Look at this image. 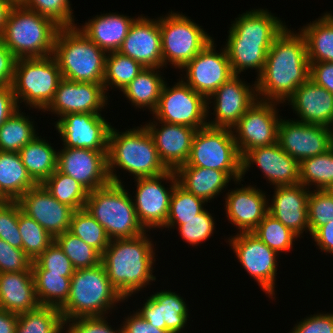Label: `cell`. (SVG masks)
Segmentation results:
<instances>
[{
    "label": "cell",
    "instance_id": "1",
    "mask_svg": "<svg viewBox=\"0 0 333 333\" xmlns=\"http://www.w3.org/2000/svg\"><path fill=\"white\" fill-rule=\"evenodd\" d=\"M260 101L284 104L310 78V62L304 36L288 29L270 47L262 72L255 77Z\"/></svg>",
    "mask_w": 333,
    "mask_h": 333
},
{
    "label": "cell",
    "instance_id": "2",
    "mask_svg": "<svg viewBox=\"0 0 333 333\" xmlns=\"http://www.w3.org/2000/svg\"><path fill=\"white\" fill-rule=\"evenodd\" d=\"M274 15L267 8L251 9L231 22L224 48L233 74L248 69L256 70L257 76L262 72L272 43L287 27Z\"/></svg>",
    "mask_w": 333,
    "mask_h": 333
},
{
    "label": "cell",
    "instance_id": "3",
    "mask_svg": "<svg viewBox=\"0 0 333 333\" xmlns=\"http://www.w3.org/2000/svg\"><path fill=\"white\" fill-rule=\"evenodd\" d=\"M155 251L150 235L145 232L132 238L112 239L101 254L110 283L126 301L156 281Z\"/></svg>",
    "mask_w": 333,
    "mask_h": 333
},
{
    "label": "cell",
    "instance_id": "4",
    "mask_svg": "<svg viewBox=\"0 0 333 333\" xmlns=\"http://www.w3.org/2000/svg\"><path fill=\"white\" fill-rule=\"evenodd\" d=\"M108 174L111 182L123 184L116 169H122L134 179L154 177L169 169L161 161L155 142L145 125L125 132L110 128L108 135Z\"/></svg>",
    "mask_w": 333,
    "mask_h": 333
},
{
    "label": "cell",
    "instance_id": "5",
    "mask_svg": "<svg viewBox=\"0 0 333 333\" xmlns=\"http://www.w3.org/2000/svg\"><path fill=\"white\" fill-rule=\"evenodd\" d=\"M59 26L51 19L23 5H12L0 33V40L20 58H42L53 55Z\"/></svg>",
    "mask_w": 333,
    "mask_h": 333
},
{
    "label": "cell",
    "instance_id": "6",
    "mask_svg": "<svg viewBox=\"0 0 333 333\" xmlns=\"http://www.w3.org/2000/svg\"><path fill=\"white\" fill-rule=\"evenodd\" d=\"M126 301L110 283L106 269L98 266L76 269L70 281L67 302L59 309L63 319L106 316Z\"/></svg>",
    "mask_w": 333,
    "mask_h": 333
},
{
    "label": "cell",
    "instance_id": "7",
    "mask_svg": "<svg viewBox=\"0 0 333 333\" xmlns=\"http://www.w3.org/2000/svg\"><path fill=\"white\" fill-rule=\"evenodd\" d=\"M53 56L58 62L62 78L103 84L107 53L77 26L59 28Z\"/></svg>",
    "mask_w": 333,
    "mask_h": 333
},
{
    "label": "cell",
    "instance_id": "8",
    "mask_svg": "<svg viewBox=\"0 0 333 333\" xmlns=\"http://www.w3.org/2000/svg\"><path fill=\"white\" fill-rule=\"evenodd\" d=\"M124 184H109L90 191L84 208L112 239L132 238L147 232L136 214L132 195Z\"/></svg>",
    "mask_w": 333,
    "mask_h": 333
},
{
    "label": "cell",
    "instance_id": "9",
    "mask_svg": "<svg viewBox=\"0 0 333 333\" xmlns=\"http://www.w3.org/2000/svg\"><path fill=\"white\" fill-rule=\"evenodd\" d=\"M61 79V71L53 55L17 59L12 88L18 107L24 102L29 110L43 111L52 101Z\"/></svg>",
    "mask_w": 333,
    "mask_h": 333
},
{
    "label": "cell",
    "instance_id": "10",
    "mask_svg": "<svg viewBox=\"0 0 333 333\" xmlns=\"http://www.w3.org/2000/svg\"><path fill=\"white\" fill-rule=\"evenodd\" d=\"M181 166L203 167L224 171L235 184L242 179V157L232 129L206 126L193 137L188 160Z\"/></svg>",
    "mask_w": 333,
    "mask_h": 333
},
{
    "label": "cell",
    "instance_id": "11",
    "mask_svg": "<svg viewBox=\"0 0 333 333\" xmlns=\"http://www.w3.org/2000/svg\"><path fill=\"white\" fill-rule=\"evenodd\" d=\"M191 20L182 12L172 10L159 17L163 68L169 62L180 70L214 39Z\"/></svg>",
    "mask_w": 333,
    "mask_h": 333
},
{
    "label": "cell",
    "instance_id": "12",
    "mask_svg": "<svg viewBox=\"0 0 333 333\" xmlns=\"http://www.w3.org/2000/svg\"><path fill=\"white\" fill-rule=\"evenodd\" d=\"M174 83L171 87L169 83H164L153 117L158 121L186 125L196 130L208 126L207 99L180 78Z\"/></svg>",
    "mask_w": 333,
    "mask_h": 333
},
{
    "label": "cell",
    "instance_id": "13",
    "mask_svg": "<svg viewBox=\"0 0 333 333\" xmlns=\"http://www.w3.org/2000/svg\"><path fill=\"white\" fill-rule=\"evenodd\" d=\"M165 181L166 183L170 182L167 185L169 188L163 185ZM134 182L136 192L132 200L139 222L149 233L153 229H164L171 195L178 184L175 170L169 169L167 172L154 177L136 178Z\"/></svg>",
    "mask_w": 333,
    "mask_h": 333
},
{
    "label": "cell",
    "instance_id": "14",
    "mask_svg": "<svg viewBox=\"0 0 333 333\" xmlns=\"http://www.w3.org/2000/svg\"><path fill=\"white\" fill-rule=\"evenodd\" d=\"M230 236L228 242L242 268L257 282L262 291L275 298L279 255L264 244L252 232H240ZM273 298V299H272Z\"/></svg>",
    "mask_w": 333,
    "mask_h": 333
},
{
    "label": "cell",
    "instance_id": "15",
    "mask_svg": "<svg viewBox=\"0 0 333 333\" xmlns=\"http://www.w3.org/2000/svg\"><path fill=\"white\" fill-rule=\"evenodd\" d=\"M280 104L257 100L232 128L241 157L253 148L277 143Z\"/></svg>",
    "mask_w": 333,
    "mask_h": 333
},
{
    "label": "cell",
    "instance_id": "16",
    "mask_svg": "<svg viewBox=\"0 0 333 333\" xmlns=\"http://www.w3.org/2000/svg\"><path fill=\"white\" fill-rule=\"evenodd\" d=\"M257 100L256 82L246 84L240 75L234 74L207 99V116H215L213 120L207 119L208 126L232 129ZM210 104L214 106L211 114Z\"/></svg>",
    "mask_w": 333,
    "mask_h": 333
},
{
    "label": "cell",
    "instance_id": "17",
    "mask_svg": "<svg viewBox=\"0 0 333 333\" xmlns=\"http://www.w3.org/2000/svg\"><path fill=\"white\" fill-rule=\"evenodd\" d=\"M214 41L180 69L186 74L180 78L206 99L234 75L225 48L221 47L218 52Z\"/></svg>",
    "mask_w": 333,
    "mask_h": 333
},
{
    "label": "cell",
    "instance_id": "18",
    "mask_svg": "<svg viewBox=\"0 0 333 333\" xmlns=\"http://www.w3.org/2000/svg\"><path fill=\"white\" fill-rule=\"evenodd\" d=\"M277 143L300 163L333 147V129L281 117Z\"/></svg>",
    "mask_w": 333,
    "mask_h": 333
},
{
    "label": "cell",
    "instance_id": "19",
    "mask_svg": "<svg viewBox=\"0 0 333 333\" xmlns=\"http://www.w3.org/2000/svg\"><path fill=\"white\" fill-rule=\"evenodd\" d=\"M63 147L108 151L111 124L102 114L69 113L54 123Z\"/></svg>",
    "mask_w": 333,
    "mask_h": 333
},
{
    "label": "cell",
    "instance_id": "20",
    "mask_svg": "<svg viewBox=\"0 0 333 333\" xmlns=\"http://www.w3.org/2000/svg\"><path fill=\"white\" fill-rule=\"evenodd\" d=\"M107 96L103 84L62 78L52 101L43 112L49 111L58 118L69 113L101 114L108 104Z\"/></svg>",
    "mask_w": 333,
    "mask_h": 333
},
{
    "label": "cell",
    "instance_id": "21",
    "mask_svg": "<svg viewBox=\"0 0 333 333\" xmlns=\"http://www.w3.org/2000/svg\"><path fill=\"white\" fill-rule=\"evenodd\" d=\"M58 150L57 169L79 182L89 192L111 182L108 151L62 147Z\"/></svg>",
    "mask_w": 333,
    "mask_h": 333
},
{
    "label": "cell",
    "instance_id": "22",
    "mask_svg": "<svg viewBox=\"0 0 333 333\" xmlns=\"http://www.w3.org/2000/svg\"><path fill=\"white\" fill-rule=\"evenodd\" d=\"M17 202L21 211L33 218L53 238L70 229L75 210L59 202L42 184L30 188Z\"/></svg>",
    "mask_w": 333,
    "mask_h": 333
},
{
    "label": "cell",
    "instance_id": "23",
    "mask_svg": "<svg viewBox=\"0 0 333 333\" xmlns=\"http://www.w3.org/2000/svg\"><path fill=\"white\" fill-rule=\"evenodd\" d=\"M257 165L274 187L299 183L300 163L286 153L278 143L270 146L256 147L242 157V178L249 168Z\"/></svg>",
    "mask_w": 333,
    "mask_h": 333
},
{
    "label": "cell",
    "instance_id": "24",
    "mask_svg": "<svg viewBox=\"0 0 333 333\" xmlns=\"http://www.w3.org/2000/svg\"><path fill=\"white\" fill-rule=\"evenodd\" d=\"M118 51L143 67L163 68L159 17H136Z\"/></svg>",
    "mask_w": 333,
    "mask_h": 333
},
{
    "label": "cell",
    "instance_id": "25",
    "mask_svg": "<svg viewBox=\"0 0 333 333\" xmlns=\"http://www.w3.org/2000/svg\"><path fill=\"white\" fill-rule=\"evenodd\" d=\"M234 188L225 195L228 222L240 232H252L268 213V197L256 185Z\"/></svg>",
    "mask_w": 333,
    "mask_h": 333
},
{
    "label": "cell",
    "instance_id": "26",
    "mask_svg": "<svg viewBox=\"0 0 333 333\" xmlns=\"http://www.w3.org/2000/svg\"><path fill=\"white\" fill-rule=\"evenodd\" d=\"M152 118L153 121L150 120L144 125L155 142L161 161L168 169L176 170L187 162L197 130L190 126L170 124Z\"/></svg>",
    "mask_w": 333,
    "mask_h": 333
},
{
    "label": "cell",
    "instance_id": "27",
    "mask_svg": "<svg viewBox=\"0 0 333 333\" xmlns=\"http://www.w3.org/2000/svg\"><path fill=\"white\" fill-rule=\"evenodd\" d=\"M273 188L272 199L268 198V213L296 235L304 237L302 233L309 232L307 207L310 190L300 183Z\"/></svg>",
    "mask_w": 333,
    "mask_h": 333
},
{
    "label": "cell",
    "instance_id": "28",
    "mask_svg": "<svg viewBox=\"0 0 333 333\" xmlns=\"http://www.w3.org/2000/svg\"><path fill=\"white\" fill-rule=\"evenodd\" d=\"M181 294L171 290L157 291L146 298L142 308L135 309L153 326L172 333H183L189 317L188 306Z\"/></svg>",
    "mask_w": 333,
    "mask_h": 333
},
{
    "label": "cell",
    "instance_id": "29",
    "mask_svg": "<svg viewBox=\"0 0 333 333\" xmlns=\"http://www.w3.org/2000/svg\"><path fill=\"white\" fill-rule=\"evenodd\" d=\"M299 122L333 129V94L312 79L300 85L287 100Z\"/></svg>",
    "mask_w": 333,
    "mask_h": 333
},
{
    "label": "cell",
    "instance_id": "30",
    "mask_svg": "<svg viewBox=\"0 0 333 333\" xmlns=\"http://www.w3.org/2000/svg\"><path fill=\"white\" fill-rule=\"evenodd\" d=\"M40 306L32 271L0 273V309L18 315Z\"/></svg>",
    "mask_w": 333,
    "mask_h": 333
},
{
    "label": "cell",
    "instance_id": "31",
    "mask_svg": "<svg viewBox=\"0 0 333 333\" xmlns=\"http://www.w3.org/2000/svg\"><path fill=\"white\" fill-rule=\"evenodd\" d=\"M135 19L116 12L101 13L88 19L83 26L79 25L78 29L99 48L110 53L120 49Z\"/></svg>",
    "mask_w": 333,
    "mask_h": 333
},
{
    "label": "cell",
    "instance_id": "32",
    "mask_svg": "<svg viewBox=\"0 0 333 333\" xmlns=\"http://www.w3.org/2000/svg\"><path fill=\"white\" fill-rule=\"evenodd\" d=\"M175 172L181 187L207 203L223 193L232 180L224 171L203 167L179 166Z\"/></svg>",
    "mask_w": 333,
    "mask_h": 333
},
{
    "label": "cell",
    "instance_id": "33",
    "mask_svg": "<svg viewBox=\"0 0 333 333\" xmlns=\"http://www.w3.org/2000/svg\"><path fill=\"white\" fill-rule=\"evenodd\" d=\"M36 185L19 152L0 151V196L5 201H17Z\"/></svg>",
    "mask_w": 333,
    "mask_h": 333
},
{
    "label": "cell",
    "instance_id": "34",
    "mask_svg": "<svg viewBox=\"0 0 333 333\" xmlns=\"http://www.w3.org/2000/svg\"><path fill=\"white\" fill-rule=\"evenodd\" d=\"M160 70L162 68L144 67L121 91L136 109H148L151 114L156 110L162 88L166 82Z\"/></svg>",
    "mask_w": 333,
    "mask_h": 333
},
{
    "label": "cell",
    "instance_id": "35",
    "mask_svg": "<svg viewBox=\"0 0 333 333\" xmlns=\"http://www.w3.org/2000/svg\"><path fill=\"white\" fill-rule=\"evenodd\" d=\"M300 27L310 63L333 62V13L325 12L316 20Z\"/></svg>",
    "mask_w": 333,
    "mask_h": 333
},
{
    "label": "cell",
    "instance_id": "36",
    "mask_svg": "<svg viewBox=\"0 0 333 333\" xmlns=\"http://www.w3.org/2000/svg\"><path fill=\"white\" fill-rule=\"evenodd\" d=\"M19 154L23 165L37 184H42L57 169L58 150L41 138V135L34 137Z\"/></svg>",
    "mask_w": 333,
    "mask_h": 333
},
{
    "label": "cell",
    "instance_id": "37",
    "mask_svg": "<svg viewBox=\"0 0 333 333\" xmlns=\"http://www.w3.org/2000/svg\"><path fill=\"white\" fill-rule=\"evenodd\" d=\"M32 272L40 305L60 309L68 300L71 277L48 273L35 260L32 262Z\"/></svg>",
    "mask_w": 333,
    "mask_h": 333
},
{
    "label": "cell",
    "instance_id": "38",
    "mask_svg": "<svg viewBox=\"0 0 333 333\" xmlns=\"http://www.w3.org/2000/svg\"><path fill=\"white\" fill-rule=\"evenodd\" d=\"M21 109L0 126V151L19 152L39 134L35 128V121L29 118V115L26 116L25 112H21Z\"/></svg>",
    "mask_w": 333,
    "mask_h": 333
},
{
    "label": "cell",
    "instance_id": "39",
    "mask_svg": "<svg viewBox=\"0 0 333 333\" xmlns=\"http://www.w3.org/2000/svg\"><path fill=\"white\" fill-rule=\"evenodd\" d=\"M299 183L311 190H333V147L300 162Z\"/></svg>",
    "mask_w": 333,
    "mask_h": 333
},
{
    "label": "cell",
    "instance_id": "40",
    "mask_svg": "<svg viewBox=\"0 0 333 333\" xmlns=\"http://www.w3.org/2000/svg\"><path fill=\"white\" fill-rule=\"evenodd\" d=\"M15 333H64L62 313L55 307L40 306L18 314Z\"/></svg>",
    "mask_w": 333,
    "mask_h": 333
},
{
    "label": "cell",
    "instance_id": "41",
    "mask_svg": "<svg viewBox=\"0 0 333 333\" xmlns=\"http://www.w3.org/2000/svg\"><path fill=\"white\" fill-rule=\"evenodd\" d=\"M144 67L119 51L107 53L103 86L106 94L108 88L122 91L140 73Z\"/></svg>",
    "mask_w": 333,
    "mask_h": 333
},
{
    "label": "cell",
    "instance_id": "42",
    "mask_svg": "<svg viewBox=\"0 0 333 333\" xmlns=\"http://www.w3.org/2000/svg\"><path fill=\"white\" fill-rule=\"evenodd\" d=\"M42 185L59 202L69 205L74 210L84 208L89 191L58 169Z\"/></svg>",
    "mask_w": 333,
    "mask_h": 333
},
{
    "label": "cell",
    "instance_id": "43",
    "mask_svg": "<svg viewBox=\"0 0 333 333\" xmlns=\"http://www.w3.org/2000/svg\"><path fill=\"white\" fill-rule=\"evenodd\" d=\"M69 231L100 254L105 251L111 241L104 227L85 208L73 212Z\"/></svg>",
    "mask_w": 333,
    "mask_h": 333
},
{
    "label": "cell",
    "instance_id": "44",
    "mask_svg": "<svg viewBox=\"0 0 333 333\" xmlns=\"http://www.w3.org/2000/svg\"><path fill=\"white\" fill-rule=\"evenodd\" d=\"M252 233L278 255L291 251L295 245L293 242L301 238L270 213L265 215Z\"/></svg>",
    "mask_w": 333,
    "mask_h": 333
},
{
    "label": "cell",
    "instance_id": "45",
    "mask_svg": "<svg viewBox=\"0 0 333 333\" xmlns=\"http://www.w3.org/2000/svg\"><path fill=\"white\" fill-rule=\"evenodd\" d=\"M207 202L186 191L177 184L170 199L169 212L164 228L175 229L177 225L183 224V220H190L200 214Z\"/></svg>",
    "mask_w": 333,
    "mask_h": 333
},
{
    "label": "cell",
    "instance_id": "46",
    "mask_svg": "<svg viewBox=\"0 0 333 333\" xmlns=\"http://www.w3.org/2000/svg\"><path fill=\"white\" fill-rule=\"evenodd\" d=\"M54 241L71 260L75 269L93 268L101 263V254L69 230L56 236Z\"/></svg>",
    "mask_w": 333,
    "mask_h": 333
},
{
    "label": "cell",
    "instance_id": "47",
    "mask_svg": "<svg viewBox=\"0 0 333 333\" xmlns=\"http://www.w3.org/2000/svg\"><path fill=\"white\" fill-rule=\"evenodd\" d=\"M23 251L32 260H36L53 242L54 238L33 218L21 211L19 205L18 224Z\"/></svg>",
    "mask_w": 333,
    "mask_h": 333
},
{
    "label": "cell",
    "instance_id": "48",
    "mask_svg": "<svg viewBox=\"0 0 333 333\" xmlns=\"http://www.w3.org/2000/svg\"><path fill=\"white\" fill-rule=\"evenodd\" d=\"M21 5L51 19L60 28L78 26L69 0H25Z\"/></svg>",
    "mask_w": 333,
    "mask_h": 333
},
{
    "label": "cell",
    "instance_id": "49",
    "mask_svg": "<svg viewBox=\"0 0 333 333\" xmlns=\"http://www.w3.org/2000/svg\"><path fill=\"white\" fill-rule=\"evenodd\" d=\"M307 212L311 236L319 227L333 220V190H310Z\"/></svg>",
    "mask_w": 333,
    "mask_h": 333
},
{
    "label": "cell",
    "instance_id": "50",
    "mask_svg": "<svg viewBox=\"0 0 333 333\" xmlns=\"http://www.w3.org/2000/svg\"><path fill=\"white\" fill-rule=\"evenodd\" d=\"M213 215L205 208L200 214L190 220H183V224L177 225L180 237L190 246H198L209 240L215 231L216 221Z\"/></svg>",
    "mask_w": 333,
    "mask_h": 333
},
{
    "label": "cell",
    "instance_id": "51",
    "mask_svg": "<svg viewBox=\"0 0 333 333\" xmlns=\"http://www.w3.org/2000/svg\"><path fill=\"white\" fill-rule=\"evenodd\" d=\"M18 224L19 203L17 201L0 202V238L10 246L23 250Z\"/></svg>",
    "mask_w": 333,
    "mask_h": 333
},
{
    "label": "cell",
    "instance_id": "52",
    "mask_svg": "<svg viewBox=\"0 0 333 333\" xmlns=\"http://www.w3.org/2000/svg\"><path fill=\"white\" fill-rule=\"evenodd\" d=\"M35 261L48 273L63 277H72L76 270L55 241Z\"/></svg>",
    "mask_w": 333,
    "mask_h": 333
},
{
    "label": "cell",
    "instance_id": "53",
    "mask_svg": "<svg viewBox=\"0 0 333 333\" xmlns=\"http://www.w3.org/2000/svg\"><path fill=\"white\" fill-rule=\"evenodd\" d=\"M107 317L92 316L66 319L64 320V330L66 328L64 333H122V325L115 330L109 325Z\"/></svg>",
    "mask_w": 333,
    "mask_h": 333
},
{
    "label": "cell",
    "instance_id": "54",
    "mask_svg": "<svg viewBox=\"0 0 333 333\" xmlns=\"http://www.w3.org/2000/svg\"><path fill=\"white\" fill-rule=\"evenodd\" d=\"M32 262L22 249L0 238V273L32 271Z\"/></svg>",
    "mask_w": 333,
    "mask_h": 333
},
{
    "label": "cell",
    "instance_id": "55",
    "mask_svg": "<svg viewBox=\"0 0 333 333\" xmlns=\"http://www.w3.org/2000/svg\"><path fill=\"white\" fill-rule=\"evenodd\" d=\"M289 333H333V312L306 316Z\"/></svg>",
    "mask_w": 333,
    "mask_h": 333
},
{
    "label": "cell",
    "instance_id": "56",
    "mask_svg": "<svg viewBox=\"0 0 333 333\" xmlns=\"http://www.w3.org/2000/svg\"><path fill=\"white\" fill-rule=\"evenodd\" d=\"M310 79L333 94V62L310 63Z\"/></svg>",
    "mask_w": 333,
    "mask_h": 333
},
{
    "label": "cell",
    "instance_id": "57",
    "mask_svg": "<svg viewBox=\"0 0 333 333\" xmlns=\"http://www.w3.org/2000/svg\"><path fill=\"white\" fill-rule=\"evenodd\" d=\"M122 333H172L168 330L159 329L144 320L137 311L130 316L124 317Z\"/></svg>",
    "mask_w": 333,
    "mask_h": 333
},
{
    "label": "cell",
    "instance_id": "58",
    "mask_svg": "<svg viewBox=\"0 0 333 333\" xmlns=\"http://www.w3.org/2000/svg\"><path fill=\"white\" fill-rule=\"evenodd\" d=\"M17 58L0 40V86L12 85Z\"/></svg>",
    "mask_w": 333,
    "mask_h": 333
},
{
    "label": "cell",
    "instance_id": "59",
    "mask_svg": "<svg viewBox=\"0 0 333 333\" xmlns=\"http://www.w3.org/2000/svg\"><path fill=\"white\" fill-rule=\"evenodd\" d=\"M18 109L12 85L0 86V126Z\"/></svg>",
    "mask_w": 333,
    "mask_h": 333
},
{
    "label": "cell",
    "instance_id": "60",
    "mask_svg": "<svg viewBox=\"0 0 333 333\" xmlns=\"http://www.w3.org/2000/svg\"><path fill=\"white\" fill-rule=\"evenodd\" d=\"M311 237L321 252L333 254V220L319 227Z\"/></svg>",
    "mask_w": 333,
    "mask_h": 333
},
{
    "label": "cell",
    "instance_id": "61",
    "mask_svg": "<svg viewBox=\"0 0 333 333\" xmlns=\"http://www.w3.org/2000/svg\"><path fill=\"white\" fill-rule=\"evenodd\" d=\"M18 315L0 309V333H15Z\"/></svg>",
    "mask_w": 333,
    "mask_h": 333
},
{
    "label": "cell",
    "instance_id": "62",
    "mask_svg": "<svg viewBox=\"0 0 333 333\" xmlns=\"http://www.w3.org/2000/svg\"><path fill=\"white\" fill-rule=\"evenodd\" d=\"M12 3L9 0H0V33L4 27Z\"/></svg>",
    "mask_w": 333,
    "mask_h": 333
},
{
    "label": "cell",
    "instance_id": "63",
    "mask_svg": "<svg viewBox=\"0 0 333 333\" xmlns=\"http://www.w3.org/2000/svg\"><path fill=\"white\" fill-rule=\"evenodd\" d=\"M13 5H21L25 0H9Z\"/></svg>",
    "mask_w": 333,
    "mask_h": 333
},
{
    "label": "cell",
    "instance_id": "64",
    "mask_svg": "<svg viewBox=\"0 0 333 333\" xmlns=\"http://www.w3.org/2000/svg\"><path fill=\"white\" fill-rule=\"evenodd\" d=\"M5 201L1 196H0V202Z\"/></svg>",
    "mask_w": 333,
    "mask_h": 333
}]
</instances>
